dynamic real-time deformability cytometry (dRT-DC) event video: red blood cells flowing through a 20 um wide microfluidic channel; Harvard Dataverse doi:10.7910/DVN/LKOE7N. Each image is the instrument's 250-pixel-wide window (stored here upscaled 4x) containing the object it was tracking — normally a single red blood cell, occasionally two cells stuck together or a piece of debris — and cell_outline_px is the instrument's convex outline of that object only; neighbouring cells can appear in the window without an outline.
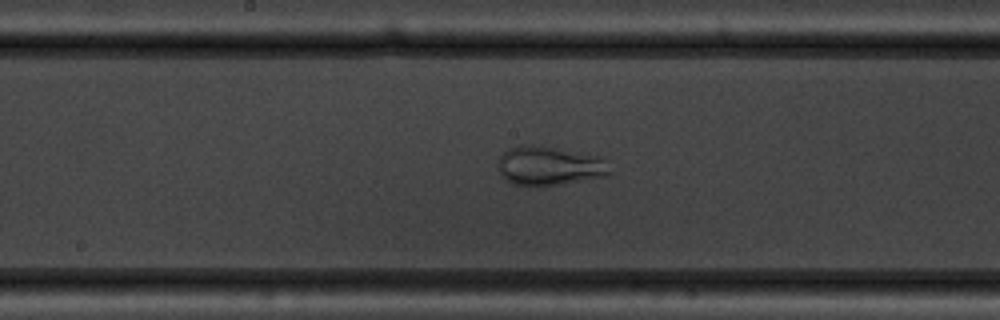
{"species": "common noctule bat (a hibernating species)", "species_latin": "Nyctalus noctula", "temperature_condition": "warm", "stored_images_in_passage": 36, "camera_frame_rate_fps": 3000, "um_per_image_px": 0.085, "animal": {"sex": "male", "body_mass_g": 19.5, "forearm_length_mm": 54.6}, "frame": {"image": 1, "passage_image": 11, "time_ms": 3.333, "image_size_px": [1000, 320], "cell_outline_px": [[612, 172], [608, 176], [560, 184], [512, 184], [504, 180], [500, 176], [496, 164], [496, 160], [508, 148], [520, 144], [532, 144], [556, 148], [600, 156]], "centroid_in_image_um": [46.63, 14.07], "position_along_channel_um": 201.6, "area_um2": 25.49}}
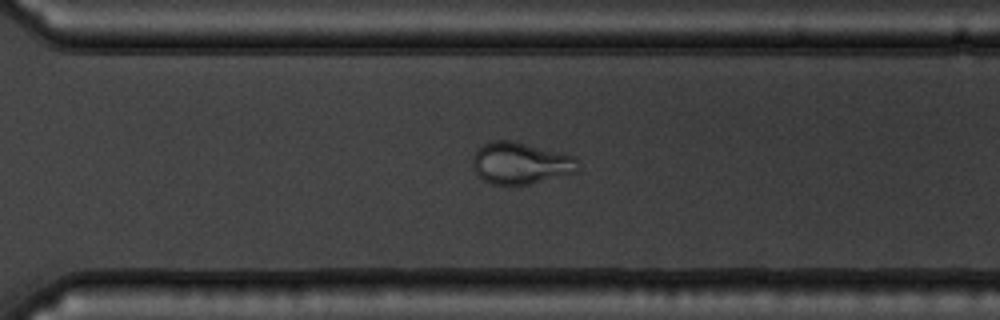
{"frame": {"image": 2, "passage_image": 21, "time_ms": 6.667, "image_size_px": [1000, 320], "cell_outline_px": [[576, 172], [532, 184], [488, 184], [472, 168], [472, 156], [484, 144], [492, 140], [508, 140], [572, 156], [576, 160]], "centroid_in_image_um": [44.17, 13.89], "position_along_channel_um": 326.4, "area_um2": 25.03}}